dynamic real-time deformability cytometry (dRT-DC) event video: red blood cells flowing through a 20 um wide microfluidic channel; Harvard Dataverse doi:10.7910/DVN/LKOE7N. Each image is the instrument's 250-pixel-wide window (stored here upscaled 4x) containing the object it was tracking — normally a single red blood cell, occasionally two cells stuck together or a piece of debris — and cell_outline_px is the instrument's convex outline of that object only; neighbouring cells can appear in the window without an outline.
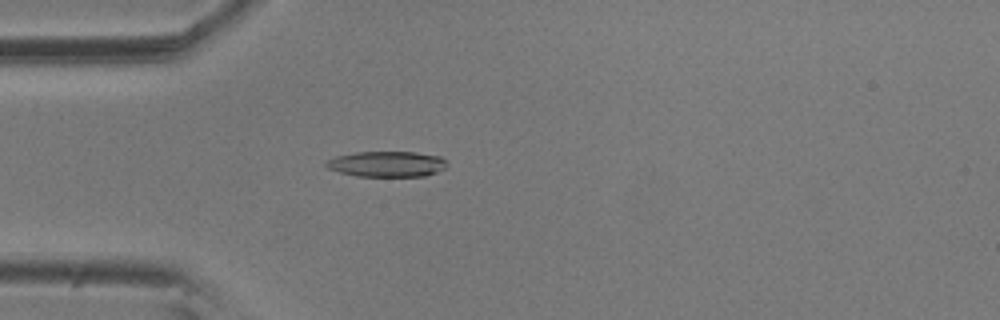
{"species": "common noctule bat (a hibernating species)", "species_latin": "Nyctalus noctula", "temperature_condition": "room temperature", "stored_images_in_passage": 5, "camera_frame_rate_fps": 3000, "um_per_image_px": 0.085, "animal": {"sex": "male", "body_mass_g": 20.5, "forearm_length_mm": 52.5}, "frame": {"image": 1, "passage_image": 5, "time_ms": 1.333, "image_size_px": [1000, 320], "cell_outline_px": [[448, 160], [444, 168], [436, 172], [424, 176], [356, 176], [340, 172], [328, 168], [324, 164], [328, 160], [336, 156], [356, 152], [416, 152], [440, 156]], "centroid_in_image_um": [32.9, 13.93], "position_along_channel_um": 52.1, "area_um2": 17.98}}